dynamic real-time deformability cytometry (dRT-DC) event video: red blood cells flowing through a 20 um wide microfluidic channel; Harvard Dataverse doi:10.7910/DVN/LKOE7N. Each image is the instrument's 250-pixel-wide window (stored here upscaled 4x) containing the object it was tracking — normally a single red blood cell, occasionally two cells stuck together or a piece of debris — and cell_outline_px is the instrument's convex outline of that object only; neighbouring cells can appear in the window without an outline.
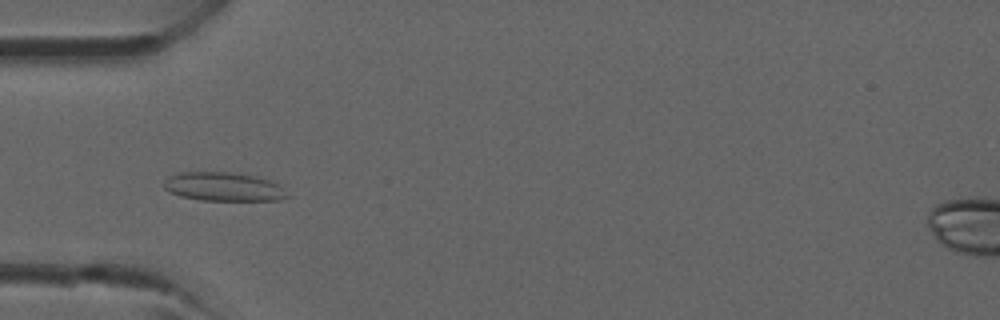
{"species": "common noctule bat (a hibernating species)", "species_latin": "Nyctalus noctula", "temperature_condition": "room temperature", "stored_images_in_passage": 40, "camera_frame_rate_fps": 3000, "um_per_image_px": 0.085, "animal": {"sex": "male", "forearm_length_mm": 52.5}, "frame": {"image": 1, "passage_image": 12, "time_ms": 3.667, "image_size_px": [1000, 320], "cell_outline_px": [[288, 196], [280, 200], [200, 200], [180, 196], [164, 188], [164, 180], [168, 176], [180, 172], [228, 172], [252, 176], [268, 180], [276, 184]], "centroid_in_image_um": [18.92, 15.87], "position_along_channel_um": 66.1, "area_um2": 20.23}}
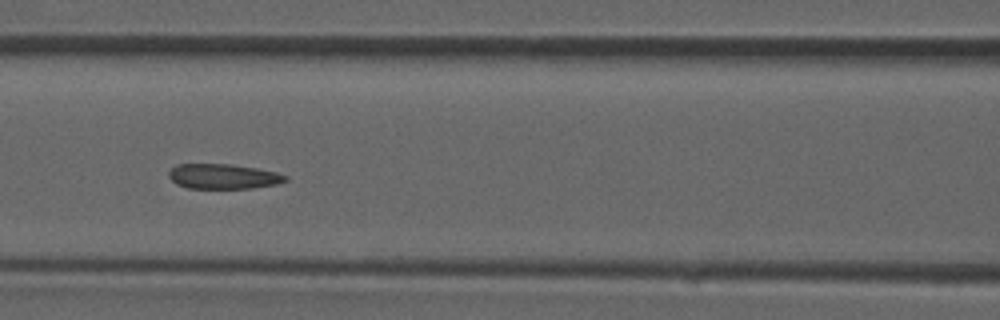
{"frame": {"image": 2, "passage_image": 17, "time_ms": 5.333, "image_size_px": [1000, 320], "cell_outline_px": [[288, 180], [276, 184], [252, 188], [188, 188], [176, 184], [168, 176], [168, 172], [176, 164], [232, 164], [256, 168], [276, 172], [288, 176]], "centroid_in_image_um": [18.97, 14.99], "position_along_channel_um": 147.6, "area_um2": 16.99}}
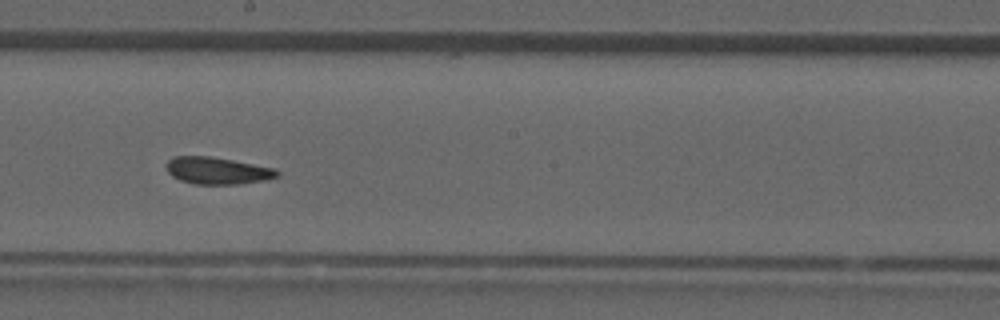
{"frame": {"image": 3, "passage_image": 22, "time_ms": 7.0, "image_size_px": [1000, 320], "cell_outline_px": [[280, 176], [264, 180], [240, 184], [196, 184], [180, 180], [172, 176], [168, 172], [168, 160], [172, 156], [208, 156], [232, 160], [276, 168], [280, 172]], "centroid_in_image_um": [18.51, 14.51], "position_along_channel_um": 229.7, "area_um2": 17.4}}